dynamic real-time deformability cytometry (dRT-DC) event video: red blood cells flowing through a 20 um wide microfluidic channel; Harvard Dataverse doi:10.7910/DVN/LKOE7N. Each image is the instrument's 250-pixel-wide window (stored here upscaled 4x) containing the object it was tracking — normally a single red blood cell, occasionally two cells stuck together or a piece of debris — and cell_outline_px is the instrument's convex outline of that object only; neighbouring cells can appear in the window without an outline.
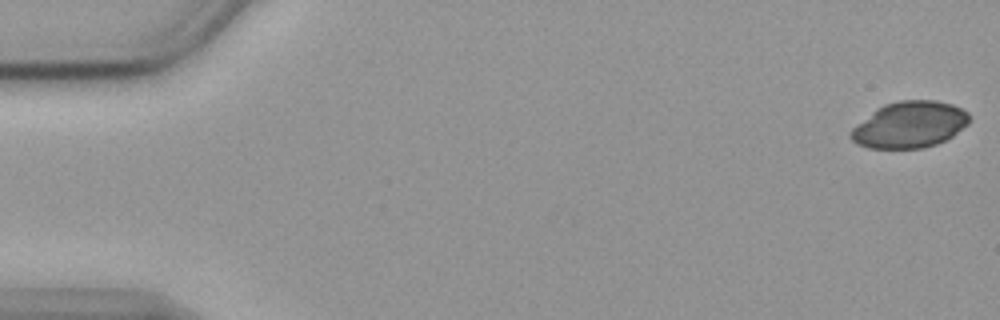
{"species": "common noctule bat (a hibernating species)", "species_latin": "Nyctalus noctula", "temperature_condition": "cold", "stored_images_in_passage": 56, "camera_frame_rate_fps": 3000, "um_per_image_px": 0.085, "animal": {"sex": "female", "body_mass_g": 19.9}, "frame": {"image": 1, "passage_image": 1, "time_ms": 0.0, "image_size_px": [1000, 320], "cell_outline_px": [[968, 124], [952, 136], [936, 144], [924, 148], [868, 148], [856, 144], [848, 136], [848, 132], [856, 124], [876, 108], [884, 104], [900, 100], [936, 100], [952, 104], [968, 112]], "centroid_in_image_um": [77.27, 10.6], "position_along_channel_um": 7.7, "area_um2": 32.14}}